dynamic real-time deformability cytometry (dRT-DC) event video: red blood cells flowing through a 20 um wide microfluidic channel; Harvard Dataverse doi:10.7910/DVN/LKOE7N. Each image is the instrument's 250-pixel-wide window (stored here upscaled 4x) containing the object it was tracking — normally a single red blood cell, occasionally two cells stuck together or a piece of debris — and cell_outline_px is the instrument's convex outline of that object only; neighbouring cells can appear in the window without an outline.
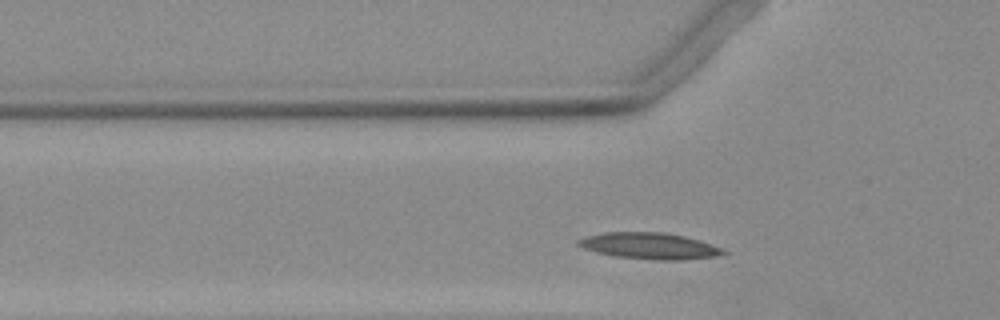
{"species": "Egyptian fruit bat (a non-hibernating species)", "species_latin": "Rousettus aegyptiacus", "temperature_condition": "warm", "stored_images_in_passage": 27, "camera_frame_rate_fps": 3000, "um_per_image_px": 0.085, "animal": {"sex": "female"}, "frame": {"image": 1, "passage_image": 2, "time_ms": 0.333, "image_size_px": [1000, 320], "cell_outline_px": [[728, 252], [716, 256], [680, 260], [656, 260], [616, 256], [596, 252], [584, 248], [576, 244], [576, 240], [588, 236], [604, 232], [664, 232], [684, 236], [700, 240], [720, 248]], "centroid_in_image_um": [55.19, 20.89], "position_along_channel_um": 70.6, "area_um2": 22.08}}
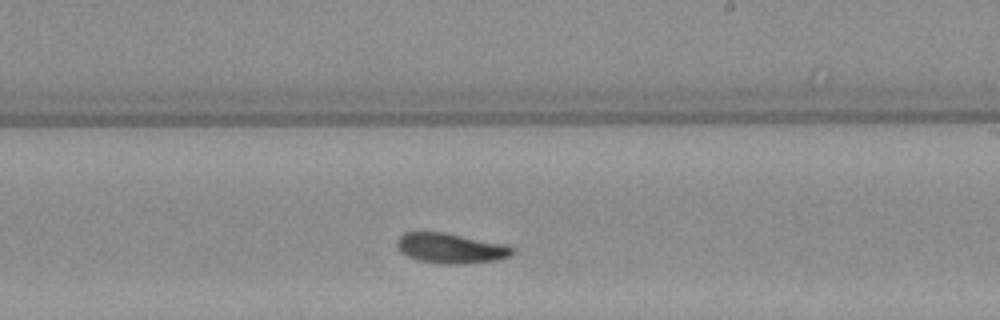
{"frame": {"image": 2, "passage_image": 16, "time_ms": 5.0, "image_size_px": [1000, 320], "cell_outline_px": [[516, 248], [508, 256], [496, 260], [464, 264], [440, 264], [416, 260], [400, 252], [396, 244], [396, 240], [404, 232], [444, 232], [504, 244]], "centroid_in_image_um": [38.26, 21.1], "position_along_channel_um": 250.7, "area_um2": 20.29}}
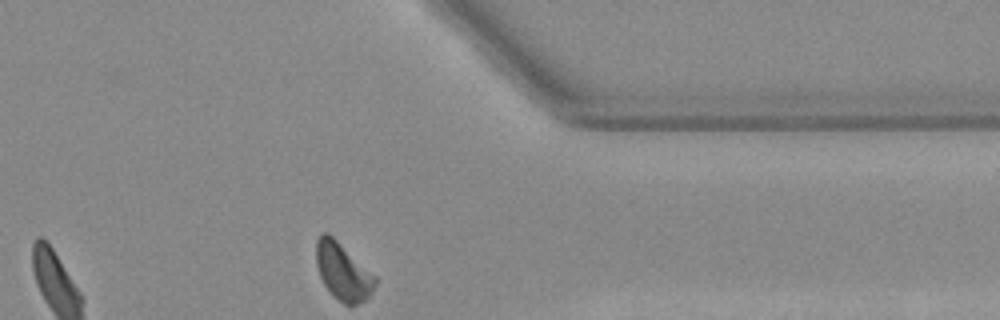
{"frame": {"image": 3, "passage_image": 27, "time_ms": 8.667, "image_size_px": [1000, 320], "cell_outline_px": [[376, 284], [372, 292], [364, 300], [356, 304], [344, 304], [332, 296], [324, 284], [320, 276], [316, 264], [316, 240], [320, 232], [328, 232], [376, 276]], "centroid_in_image_um": [29.12, 23.06], "position_along_channel_um": 382.3, "area_um2": 19.59}}